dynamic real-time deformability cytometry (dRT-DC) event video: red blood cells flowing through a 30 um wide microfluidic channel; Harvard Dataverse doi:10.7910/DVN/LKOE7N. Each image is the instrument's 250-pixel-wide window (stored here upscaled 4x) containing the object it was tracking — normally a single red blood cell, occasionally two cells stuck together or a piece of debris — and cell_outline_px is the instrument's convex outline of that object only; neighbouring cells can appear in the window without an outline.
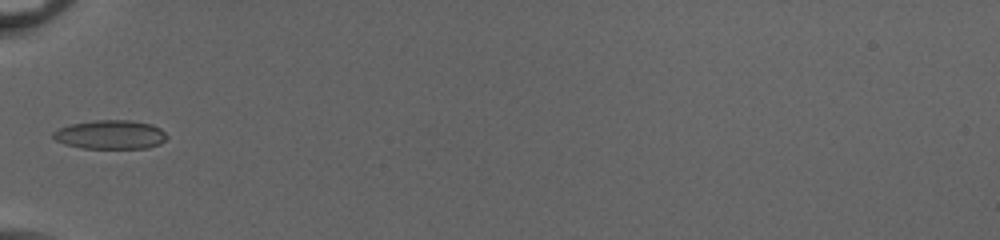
{"species": "common noctule bat (a hibernating species)", "species_latin": "Nyctalus noctula", "temperature_condition": "cold", "stored_images_in_passage": 33, "camera_frame_rate_fps": 3000, "um_per_image_px": 0.085, "animal": {"sex": "female", "body_mass_g": 20.0, "forearm_length_mm": 54.0}, "frame": {"image": 1, "passage_image": 1, "time_ms": 0.0, "image_size_px": [1000, 240], "cell_outline_px": [[168, 136], [160, 144], [148, 148], [80, 148], [64, 144], [56, 140], [52, 136], [52, 132], [60, 128], [72, 124], [96, 120], [132, 120], [152, 124], [160, 128]], "centroid_in_image_um": [9.4, 11.44], "position_along_channel_um": 75.6, "area_um2": 19.19}}
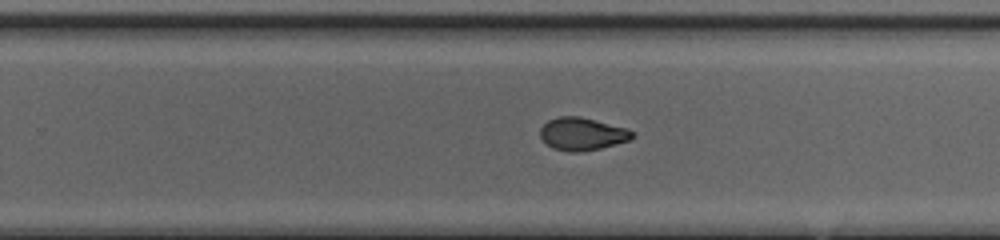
{"frame": {"image": 2, "passage_image": 16, "time_ms": 5.0, "image_size_px": [1000, 240], "cell_outline_px": [[636, 132], [628, 140], [600, 148], [580, 152], [568, 152], [552, 148], [540, 136], [540, 128], [548, 120], [560, 116], [580, 116], [624, 128]], "centroid_in_image_um": [49.44, 11.38], "position_along_channel_um": 280.4, "area_um2": 17.28}}
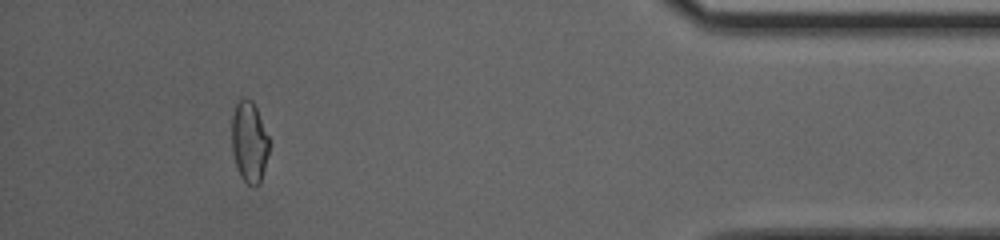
{"frame": {"image": 3, "passage_image": 29, "time_ms": 9.333, "image_size_px": [1000, 240], "cell_outline_px": [[268, 152], [260, 184], [256, 188], [252, 188], [240, 176], [236, 164], [232, 148], [232, 116], [236, 104], [244, 96], [252, 100], [256, 108], [268, 136]], "centroid_in_image_um": [21.18, 12.08], "position_along_channel_um": 414.0, "area_um2": 17.51}, "authors_computed_cell_mechanics": {"area_um2": 17.8024, "velocity_mm_per_s": 4.1002, "shape_relaxation_time_tau1_ms": null, "shape_relaxation_time_tau2_ms": 1.7716, "deformation_change_tau1": null, "deformation_change_tau2": 0.0607}}